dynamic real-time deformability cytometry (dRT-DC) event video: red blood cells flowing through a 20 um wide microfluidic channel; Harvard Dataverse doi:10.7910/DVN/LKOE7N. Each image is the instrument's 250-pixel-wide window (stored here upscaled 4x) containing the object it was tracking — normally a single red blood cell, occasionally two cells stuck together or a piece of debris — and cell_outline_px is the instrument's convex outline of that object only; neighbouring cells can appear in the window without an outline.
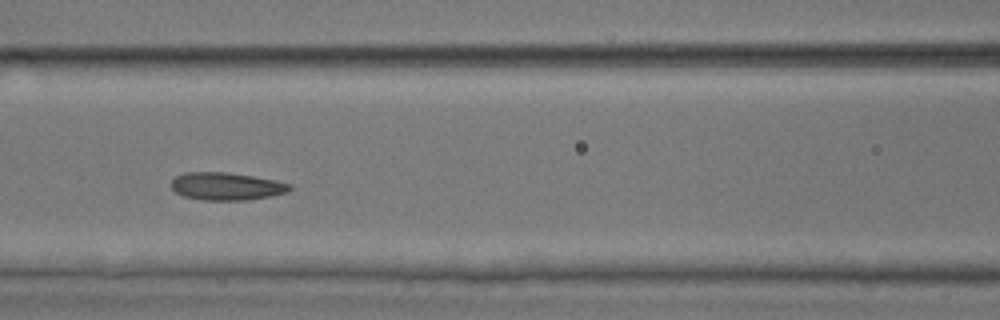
{"species": "common noctule bat (a hibernating species)", "species_latin": "Nyctalus noctula", "temperature_condition": "room temperature", "stored_images_in_passage": 31, "camera_frame_rate_fps": 3000, "um_per_image_px": 0.085, "animal": {"sex": "male", "body_mass_g": 17.9, "forearm_length_mm": 54.2}, "frame": {"image": 1, "passage_image": 10, "time_ms": 3.0, "image_size_px": [1000, 320], "cell_outline_px": [[292, 188], [288, 192], [272, 196], [248, 200], [200, 200], [184, 196], [176, 192], [172, 188], [172, 180], [176, 176], [184, 172], [228, 172], [276, 180], [292, 184]], "centroid_in_image_um": [19.28, 15.83], "position_along_channel_um": 147.3, "area_um2": 19.25}, "authors_computed_cell_mechanics": {"area_um2": 18.6694, "velocity_mm_per_s": 3.878, "shape_relaxation_time_tau1_ms": 10.7572, "shape_relaxation_time_tau2_ms": 2.0427, "deformation_change_tau1": 0.1311, "deformation_change_tau2": 0.0817}}